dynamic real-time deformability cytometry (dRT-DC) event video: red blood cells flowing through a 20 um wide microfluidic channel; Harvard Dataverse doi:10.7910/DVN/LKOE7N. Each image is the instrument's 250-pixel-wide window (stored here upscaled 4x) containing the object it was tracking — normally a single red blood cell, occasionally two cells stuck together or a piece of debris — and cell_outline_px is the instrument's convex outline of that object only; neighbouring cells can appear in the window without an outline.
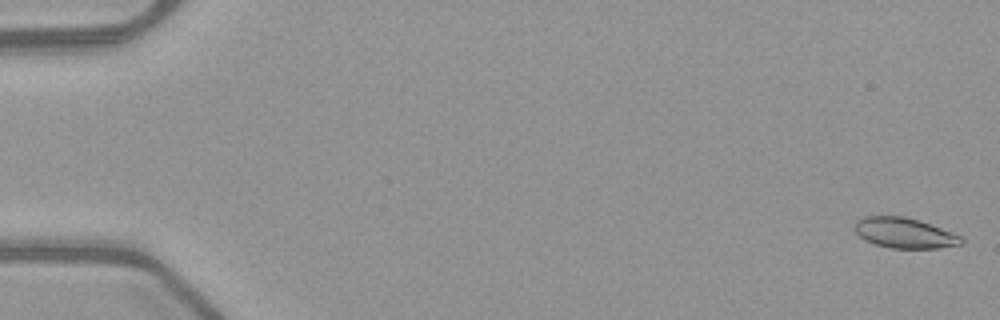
{"species": "common noctule bat (a hibernating species)", "species_latin": "Nyctalus noctula", "temperature_condition": "warm", "stored_images_in_passage": 52, "camera_frame_rate_fps": 3000, "um_per_image_px": 0.085, "animal": {"sex": "female", "body_mass_g": 21.9}, "frame": {"image": 1, "passage_image": 1, "time_ms": 0.0, "image_size_px": [1000, 320], "cell_outline_px": [[964, 244], [936, 248], [892, 248], [876, 244], [864, 240], [856, 232], [856, 220], [864, 216], [904, 216], [920, 220], [960, 236], [964, 240]], "centroid_in_image_um": [76.88, 19.8], "position_along_channel_um": 8.1, "area_um2": 18.67}}
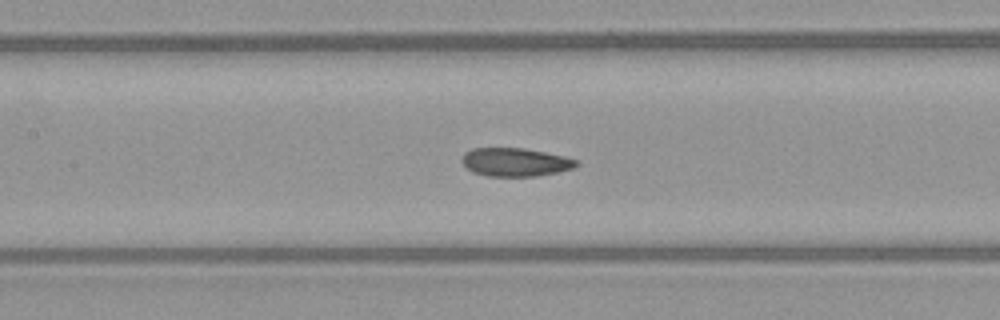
{"frame": {"image": 2, "passage_image": 25, "time_ms": 8.0, "image_size_px": [1000, 320], "cell_outline_px": [[580, 164], [572, 168], [556, 172], [536, 176], [488, 176], [472, 172], [460, 160], [464, 152], [472, 148], [524, 148], [564, 156], [576, 160]], "centroid_in_image_um": [43.76, 13.77], "position_along_channel_um": 163.6, "area_um2": 18.84}}
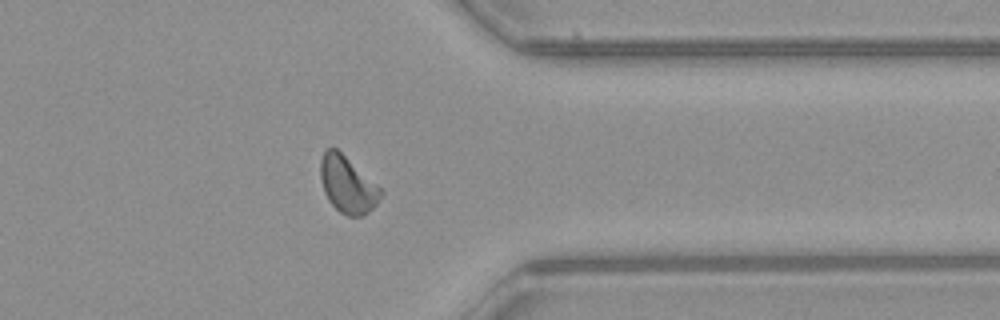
{"frame": {"image": 3, "passage_image": 42, "time_ms": 13.667, "image_size_px": [1000, 320], "cell_outline_px": [[384, 192], [376, 204], [368, 212], [360, 216], [348, 216], [340, 212], [328, 200], [324, 192], [320, 176], [320, 160], [324, 152], [328, 148], [336, 148], [384, 188]], "centroid_in_image_um": [29.57, 15.68], "position_along_channel_um": 381.8, "area_um2": 20.11}, "authors_computed_cell_mechanics": {"area_um2": 19.3341, "velocity_mm_per_s": 3.9869, "shape_relaxation_time_tau1_ms": 9.823, "shape_relaxation_time_tau2_ms": 2.4118, "deformation_change_tau1": 0.1985, "deformation_change_tau2": 0.0798}}